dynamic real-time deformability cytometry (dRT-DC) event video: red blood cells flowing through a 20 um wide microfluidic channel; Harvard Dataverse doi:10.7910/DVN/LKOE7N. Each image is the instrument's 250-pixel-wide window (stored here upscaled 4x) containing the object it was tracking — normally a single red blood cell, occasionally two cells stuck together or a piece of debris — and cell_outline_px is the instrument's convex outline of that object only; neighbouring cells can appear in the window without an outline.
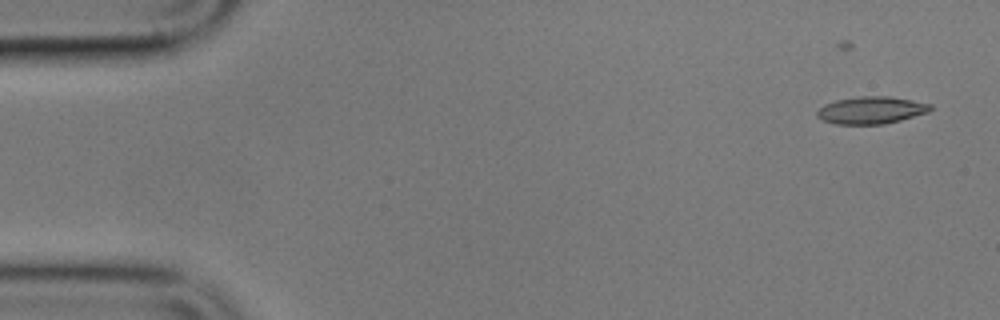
{"species": "common noctule bat (a hibernating species)", "species_latin": "Nyctalus noctula", "temperature_condition": "cold", "stored_images_in_passage": 5, "camera_frame_rate_fps": 3000, "um_per_image_px": 0.085, "animal": {"sex": "male", "body_mass_g": 17.9}, "frame": {"image": 1, "passage_image": 2, "time_ms": 1.333, "image_size_px": [1000, 320], "cell_outline_px": [[932, 108], [928, 112], [900, 120], [884, 124], [836, 124], [820, 120], [816, 116], [816, 112], [824, 104], [836, 100], [860, 96], [888, 96], [912, 100], [932, 104]], "centroid_in_image_um": [74.02, 9.36], "position_along_channel_um": 11.0, "area_um2": 18.03}}